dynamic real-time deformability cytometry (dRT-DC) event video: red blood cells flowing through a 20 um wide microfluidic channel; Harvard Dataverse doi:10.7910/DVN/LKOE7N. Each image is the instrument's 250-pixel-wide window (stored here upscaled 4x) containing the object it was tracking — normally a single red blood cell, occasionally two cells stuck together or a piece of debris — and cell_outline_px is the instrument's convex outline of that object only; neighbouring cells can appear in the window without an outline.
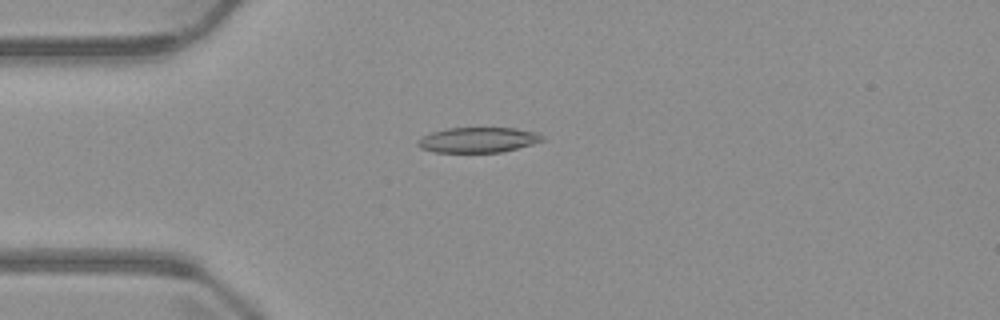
{"species": "common noctule bat (a hibernating species)", "species_latin": "Nyctalus noctula", "temperature_condition": "warm", "stored_images_in_passage": 4, "camera_frame_rate_fps": 3000, "um_per_image_px": 0.085, "animal": {"sex": "male", "body_mass_g": 23.1, "forearm_length_mm": 52.7}, "frame": {"image": 1, "passage_image": 4, "time_ms": 4.0, "image_size_px": [1000, 320], "cell_outline_px": [[544, 140], [532, 144], [500, 152], [432, 152], [420, 148], [416, 144], [416, 140], [432, 132], [448, 128], [512, 128], [536, 132], [544, 136]], "centroid_in_image_um": [40.6, 11.89], "position_along_channel_um": 44.4, "area_um2": 18.21}}